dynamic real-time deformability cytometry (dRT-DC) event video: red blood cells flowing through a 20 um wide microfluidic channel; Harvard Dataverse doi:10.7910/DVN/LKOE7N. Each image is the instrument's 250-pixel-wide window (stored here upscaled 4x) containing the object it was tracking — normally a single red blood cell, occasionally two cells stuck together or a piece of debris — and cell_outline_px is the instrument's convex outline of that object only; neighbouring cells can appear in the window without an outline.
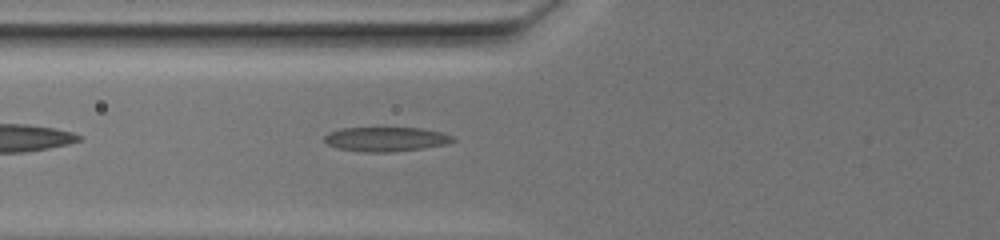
{"species": "common noctule bat (a hibernating species)", "species_latin": "Nyctalus noctula", "temperature_condition": "warm", "stored_images_in_passage": 41, "camera_frame_rate_fps": 3000, "um_per_image_px": 0.085, "animal": {"sex": "female", "body_mass_g": 19.5, "forearm_length_mm": 54.1}, "frame": {"image": 1, "passage_image": 4, "time_ms": 1.0, "image_size_px": [1000, 240], "cell_outline_px": [[456, 140], [448, 144], [424, 148], [392, 152], [360, 152], [336, 148], [328, 144], [324, 140], [324, 136], [328, 132], [340, 128], [420, 128], [440, 132], [452, 136]], "centroid_in_image_um": [32.78, 11.84], "position_along_channel_um": 93.0, "area_um2": 18.38}}
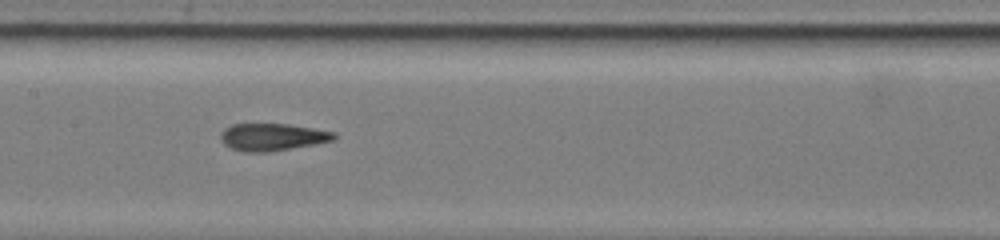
{"frame": {"image": 2, "passage_image": 13, "time_ms": 4.0, "image_size_px": [1000, 240], "cell_outline_px": [[336, 140], [316, 144], [268, 152], [244, 152], [232, 148], [224, 144], [220, 140], [220, 132], [224, 128], [232, 124], [288, 124], [336, 132]], "centroid_in_image_um": [23.15, 11.65], "position_along_channel_um": 184.2, "area_um2": 18.15}}
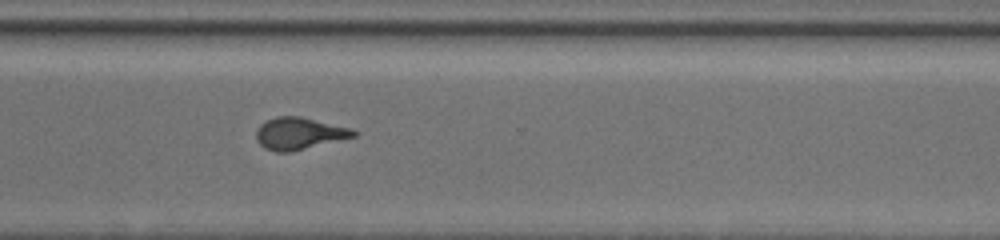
{"frame": {"image": 3, "passage_image": 29, "time_ms": 9.333, "image_size_px": [1000, 240], "cell_outline_px": [[360, 132], [356, 136], [292, 152], [276, 152], [264, 148], [256, 140], [256, 132], [260, 124], [276, 116], [300, 116], [352, 128]], "centroid_in_image_um": [25.45, 11.35], "position_along_channel_um": 345.1, "area_um2": 18.32}}